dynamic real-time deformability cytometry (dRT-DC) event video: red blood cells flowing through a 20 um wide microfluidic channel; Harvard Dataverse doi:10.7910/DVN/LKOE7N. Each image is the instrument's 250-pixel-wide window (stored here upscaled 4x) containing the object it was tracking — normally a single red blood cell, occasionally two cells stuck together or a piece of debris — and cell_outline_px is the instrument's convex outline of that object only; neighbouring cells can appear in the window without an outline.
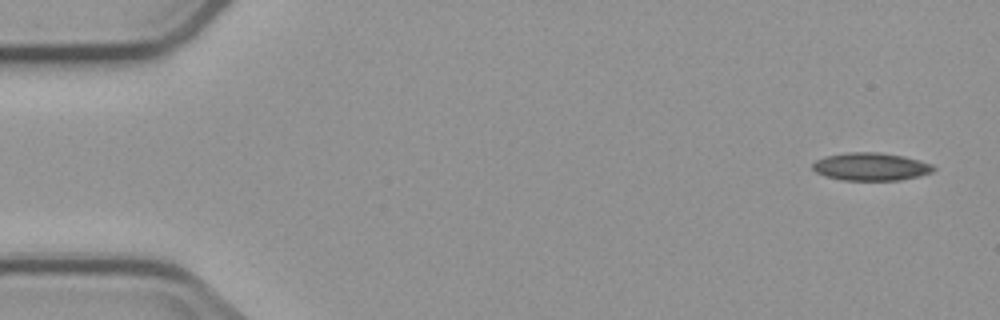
{"species": "common noctule bat (a hibernating species)", "species_latin": "Nyctalus noctula", "temperature_condition": "cold", "stored_images_in_passage": 5, "camera_frame_rate_fps": 3000, "um_per_image_px": 0.085, "animal": {"sex": "male", "body_mass_g": 23.1, "forearm_length_mm": 52.7}, "frame": {"image": 1, "passage_image": 1, "time_ms": 0.0, "image_size_px": [1000, 320], "cell_outline_px": [[936, 168], [932, 172], [900, 180], [844, 180], [828, 176], [816, 172], [812, 168], [812, 164], [816, 160], [828, 156], [848, 152], [880, 152], [904, 156], [932, 164]], "centroid_in_image_um": [74.04, 14.16], "position_along_channel_um": 11.0, "area_um2": 19.36}}